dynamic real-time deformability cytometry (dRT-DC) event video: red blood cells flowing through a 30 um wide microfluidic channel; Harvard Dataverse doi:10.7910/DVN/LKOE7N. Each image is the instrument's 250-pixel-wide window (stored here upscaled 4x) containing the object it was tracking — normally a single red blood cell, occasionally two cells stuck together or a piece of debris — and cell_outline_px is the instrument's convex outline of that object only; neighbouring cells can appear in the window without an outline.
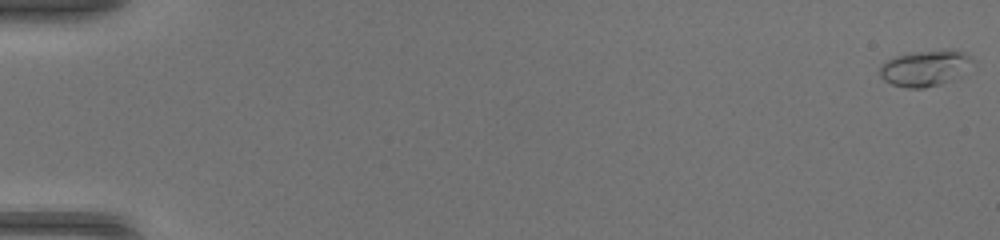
{"species": "common noctule bat (a hibernating species)", "species_latin": "Nyctalus noctula", "temperature_condition": "warm", "stored_images_in_passage": 51, "camera_frame_rate_fps": 3000, "um_per_image_px": 0.085, "animal": {"sex": "female", "body_mass_g": 17.0, "forearm_length_mm": 48.0}, "frame": {"image": 1, "passage_image": 1, "time_ms": 0.0, "image_size_px": [1000, 240], "cell_outline_px": [[976, 60], [960, 76], [952, 80], [940, 84], [924, 88], [908, 88], [892, 84], [884, 80], [880, 76], [880, 68], [888, 60], [896, 56], [912, 52], [944, 48], [956, 48], [972, 56]], "centroid_in_image_um": [78.72, 5.75], "position_along_channel_um": 6.3, "area_um2": 19.83}}
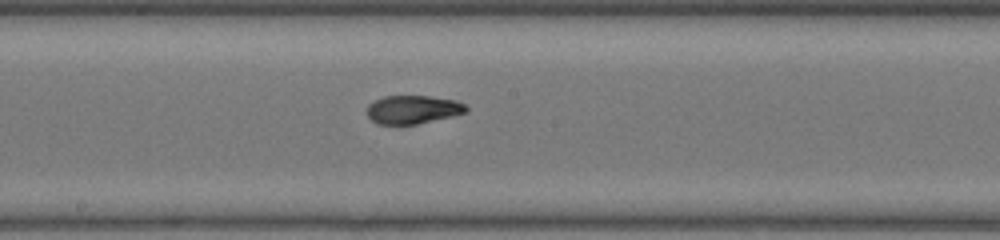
{"frame": {"image": 2, "passage_image": 29, "time_ms": 9.333, "image_size_px": [1000, 240], "cell_outline_px": [[468, 112], [452, 116], [416, 124], [376, 124], [364, 112], [368, 104], [384, 96], [428, 96], [456, 100], [464, 104], [468, 108]], "centroid_in_image_um": [35.07, 9.31], "position_along_channel_um": 213.1, "area_um2": 16.47}}
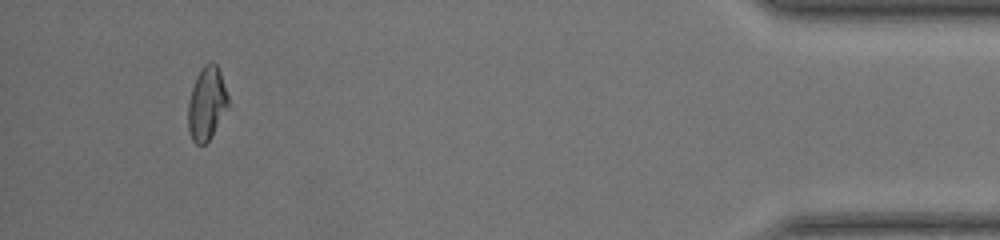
{"frame": {"image": 3, "passage_image": 48, "time_ms": 15.667, "image_size_px": [1000, 240], "cell_outline_px": [[228, 108], [208, 140], [204, 144], [196, 144], [192, 140], [188, 132], [188, 104], [192, 88], [196, 76], [200, 68], [204, 64], [212, 60], [216, 64], [220, 72], [228, 96]], "centroid_in_image_um": [17.56, 8.77], "position_along_channel_um": 417.6, "area_um2": 17.05}, "authors_computed_cell_mechanics": {"area_um2": 16.9354, "velocity_mm_per_s": 4.2608, "shape_relaxation_time_tau1_ms": 11.1969, "shape_relaxation_time_tau2_ms": 0.9827, "deformation_change_tau1": 0.2914, "deformation_change_tau2": 0.0516}}